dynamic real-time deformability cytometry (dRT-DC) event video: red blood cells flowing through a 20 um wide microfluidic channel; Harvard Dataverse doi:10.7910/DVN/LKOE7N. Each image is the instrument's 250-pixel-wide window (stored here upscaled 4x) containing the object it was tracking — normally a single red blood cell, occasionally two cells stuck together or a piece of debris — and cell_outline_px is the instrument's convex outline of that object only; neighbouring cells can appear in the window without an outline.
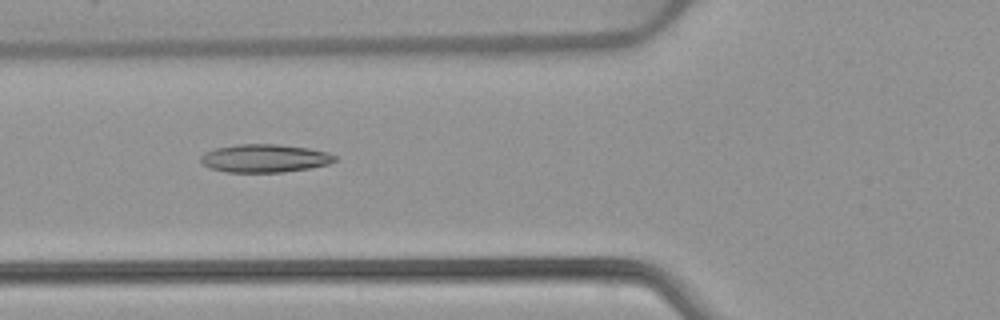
{"species": "common noctule bat (a hibernating species)", "species_latin": "Nyctalus noctula", "temperature_condition": "warm", "stored_images_in_passage": 47, "camera_frame_rate_fps": 3000, "um_per_image_px": 0.085, "animal": {"sex": "female", "body_mass_g": 22.7, "forearm_length_mm": 54.2}, "frame": {"image": 1, "passage_image": 15, "time_ms": 4.667, "image_size_px": [1000, 320], "cell_outline_px": [[336, 160], [328, 164], [308, 168], [284, 172], [228, 172], [208, 168], [200, 164], [200, 156], [204, 152], [216, 148], [236, 144], [276, 144], [308, 148], [328, 152], [336, 156]], "centroid_in_image_um": [22.44, 13.45], "position_along_channel_um": 103.4, "area_um2": 22.08}}
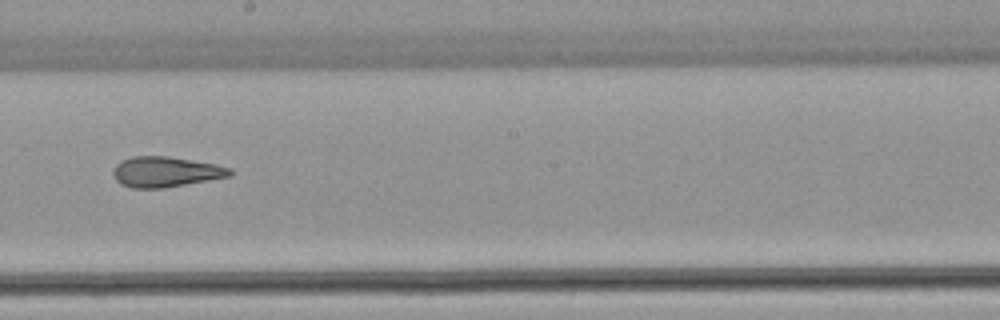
{"frame": {"image": 2, "passage_image": 25, "time_ms": 8.0, "image_size_px": [1000, 320], "cell_outline_px": [[232, 176], [164, 188], [132, 188], [120, 184], [112, 176], [112, 172], [116, 164], [120, 160], [132, 156], [168, 156], [216, 164], [232, 168]], "centroid_in_image_um": [14.06, 14.6], "position_along_channel_um": 234.1, "area_um2": 20.92}}
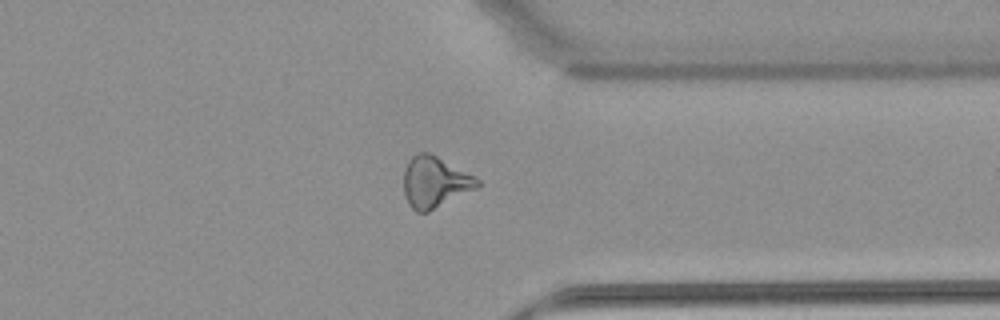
{"frame": {"image": 3, "passage_image": 36, "time_ms": 11.667, "image_size_px": [1000, 320], "cell_outline_px": [[480, 184], [476, 188], [428, 212], [416, 212], [408, 204], [404, 196], [404, 168], [408, 160], [412, 156], [420, 152], [432, 152], [480, 180]], "centroid_in_image_um": [36.92, 15.46], "position_along_channel_um": 374.5, "area_um2": 21.96}, "authors_computed_cell_mechanics": {"area_um2": 21.964, "velocity_mm_per_s": 3.9193, "shape_relaxation_time_tau1_ms": null, "shape_relaxation_time_tau2_ms": 3.3015, "deformation_change_tau1": null, "deformation_change_tau2": 0.1303}}